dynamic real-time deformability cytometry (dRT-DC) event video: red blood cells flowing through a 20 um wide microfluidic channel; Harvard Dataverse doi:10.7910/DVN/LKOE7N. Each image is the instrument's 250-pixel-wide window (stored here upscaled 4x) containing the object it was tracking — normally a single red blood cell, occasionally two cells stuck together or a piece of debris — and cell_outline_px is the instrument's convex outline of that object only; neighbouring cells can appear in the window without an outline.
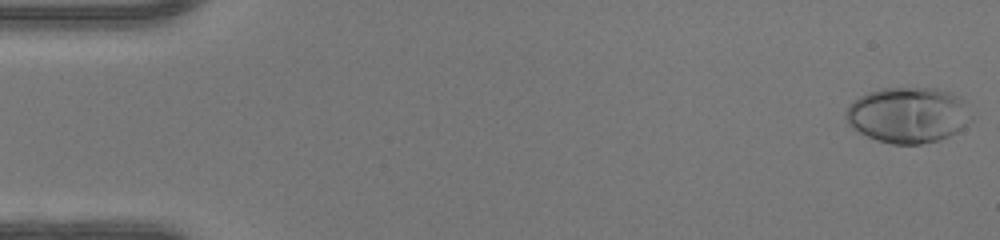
{"species": "human", "species_latin": "Homo sapiens", "temperature_condition": "warm", "stored_images_in_passage": 49, "camera_frame_rate_fps": 3000, "um_per_image_px": 0.085, "donor": {"sex": "female"}, "frame": {"image": 1, "passage_image": 1, "time_ms": 0.0, "image_size_px": [1000, 240], "cell_outline_px": [[972, 120], [964, 128], [940, 140], [920, 144], [892, 144], [876, 140], [860, 132], [848, 124], [844, 116], [844, 112], [860, 96], [868, 92], [880, 88], [936, 88], [960, 96], [968, 100], [972, 116]], "centroid_in_image_um": [77.25, 9.77], "position_along_channel_um": 7.7, "area_um2": 41.15}}
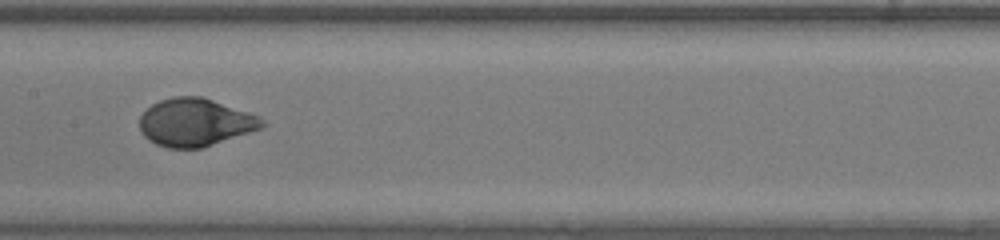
{"frame": {"image": 2, "passage_image": 25, "time_ms": 8.0, "image_size_px": [1000, 240], "cell_outline_px": [[268, 124], [264, 128], [200, 148], [168, 148], [156, 144], [148, 140], [140, 132], [140, 116], [152, 104], [160, 100], [172, 96], [204, 96], [260, 116]], "centroid_in_image_um": [16.62, 10.39], "position_along_channel_um": 190.8, "area_um2": 34.45}}
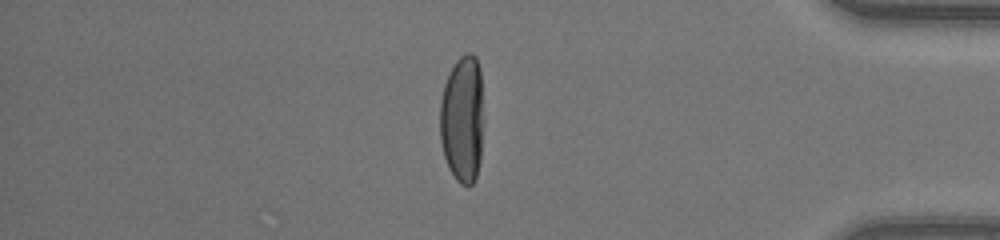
{"frame": {"image": 3, "passage_image": 42, "time_ms": 13.667, "image_size_px": [1000, 240], "cell_outline_px": [[484, 124], [480, 160], [476, 180], [472, 184], [460, 184], [456, 180], [448, 168], [444, 156], [440, 140], [440, 100], [444, 84], [456, 60], [460, 56], [468, 52], [472, 52], [476, 56], [480, 68], [484, 120]], "centroid_in_image_um": [39.33, 10.12], "position_along_channel_um": 395.9, "area_um2": 33.23}, "authors_computed_cell_mechanics": {"area_um2": 34.4488, "velocity_mm_per_s": 4.2084, "shape_relaxation_time_tau1_ms": 4.8073, "shape_relaxation_time_tau2_ms": null, "deformation_change_tau1": 0.2616, "deformation_change_tau2": null}}